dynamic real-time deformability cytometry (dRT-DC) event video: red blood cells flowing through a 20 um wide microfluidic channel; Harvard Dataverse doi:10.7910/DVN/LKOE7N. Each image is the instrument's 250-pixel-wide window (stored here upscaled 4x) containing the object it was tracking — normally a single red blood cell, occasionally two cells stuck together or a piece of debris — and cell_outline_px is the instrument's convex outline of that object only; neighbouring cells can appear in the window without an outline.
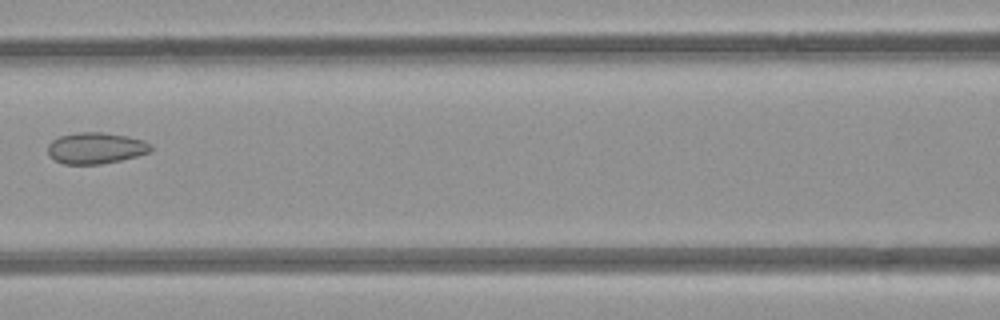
{"species": "common noctule bat (a hibernating species)", "species_latin": "Nyctalus noctula", "temperature_condition": "room temperature", "stored_images_in_passage": 8, "camera_frame_rate_fps": 3000, "um_per_image_px": 0.085, "animal": {"sex": "female", "body_mass_g": 21.9}, "frame": {"image": 1, "passage_image": 6, "time_ms": 5.667, "image_size_px": [1000, 320], "cell_outline_px": [[152, 152], [120, 160], [100, 164], [64, 164], [56, 160], [48, 152], [48, 144], [52, 140], [60, 136], [76, 132], [104, 132], [128, 136], [144, 140], [152, 144]], "centroid_in_image_um": [8.18, 12.57], "position_along_channel_um": 158.4, "area_um2": 18.84}}
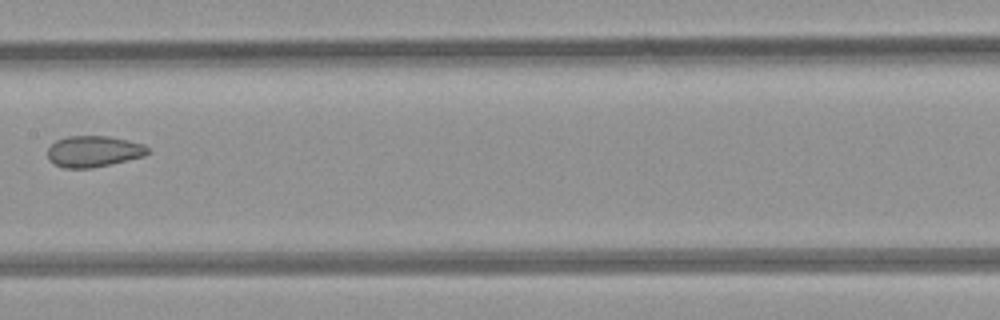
{"frame": {"image": 2, "passage_image": 7, "time_ms": 6.667, "image_size_px": [1000, 320], "cell_outline_px": [[152, 152], [144, 156], [92, 168], [64, 168], [52, 164], [48, 160], [48, 148], [56, 140], [68, 136], [108, 136], [128, 140], [144, 144]], "centroid_in_image_um": [7.95, 12.87], "position_along_channel_um": 199.5, "area_um2": 18.32}}
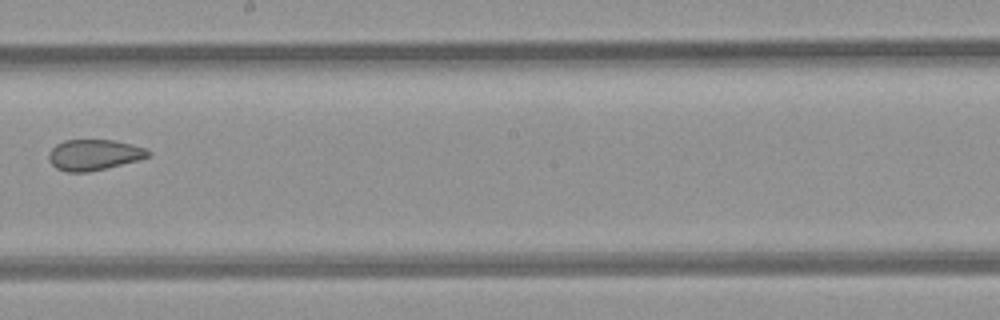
{"frame": {"image": 3, "passage_image": 8, "time_ms": 7.667, "image_size_px": [1000, 320], "cell_outline_px": [[152, 152], [148, 156], [136, 160], [88, 172], [64, 172], [56, 168], [48, 160], [48, 156], [52, 148], [56, 144], [64, 140], [112, 140], [132, 144], [148, 148]], "centroid_in_image_um": [7.97, 13.15], "position_along_channel_um": 240.2, "area_um2": 17.74}}